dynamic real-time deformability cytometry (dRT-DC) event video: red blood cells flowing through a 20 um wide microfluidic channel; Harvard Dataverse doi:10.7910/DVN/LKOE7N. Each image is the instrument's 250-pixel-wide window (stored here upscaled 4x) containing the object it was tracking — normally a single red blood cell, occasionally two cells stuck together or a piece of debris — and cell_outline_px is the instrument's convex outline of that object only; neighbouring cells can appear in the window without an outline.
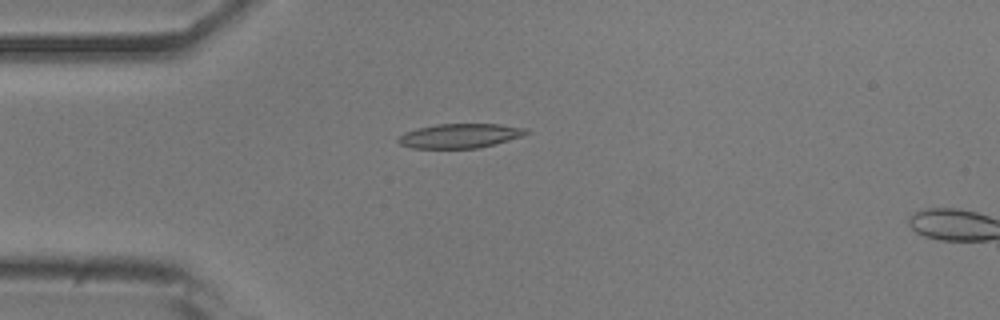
{"species": "common noctule bat (a hibernating species)", "species_latin": "Nyctalus noctula", "temperature_condition": "room temperature", "stored_images_in_passage": 15, "camera_frame_rate_fps": 3000, "um_per_image_px": 0.085, "animal": {"sex": "male", "body_mass_g": 20.5, "forearm_length_mm": 52.5}, "frame": {"image": 1, "passage_image": 13, "time_ms": 4.0, "image_size_px": [1000, 320], "cell_outline_px": [[532, 132], [508, 140], [480, 148], [412, 148], [400, 144], [396, 140], [404, 132], [436, 124], [500, 124], [528, 128]], "centroid_in_image_um": [39.12, 11.54], "position_along_channel_um": 45.9, "area_um2": 18.15}}